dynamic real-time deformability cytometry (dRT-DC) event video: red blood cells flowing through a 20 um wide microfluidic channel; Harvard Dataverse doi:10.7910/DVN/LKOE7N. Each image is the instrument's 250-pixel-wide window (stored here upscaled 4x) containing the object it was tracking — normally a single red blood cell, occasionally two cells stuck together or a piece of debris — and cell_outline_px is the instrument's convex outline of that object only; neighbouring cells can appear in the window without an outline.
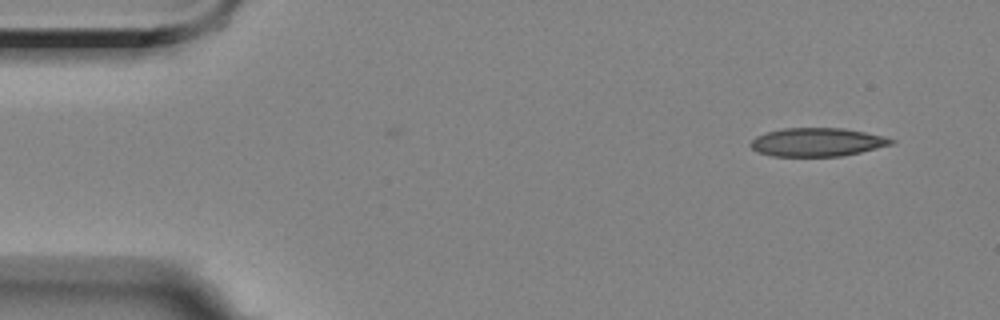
{"species": "Egyptian fruit bat (a non-hibernating species)", "species_latin": "Rousettus aegyptiacus", "temperature_condition": "room temperature", "stored_images_in_passage": 5, "camera_frame_rate_fps": 3000, "um_per_image_px": 0.085, "animal": {"sex": "female"}, "frame": {"image": 1, "passage_image": 1, "time_ms": 0.0, "image_size_px": [1000, 320], "cell_outline_px": [[896, 144], [860, 152], [840, 156], [772, 156], [756, 152], [748, 144], [756, 136], [768, 132], [784, 128], [840, 128], [864, 132], [884, 136], [896, 140]], "centroid_in_image_um": [69.47, 12.09], "position_along_channel_um": 15.5, "area_um2": 23.35}}
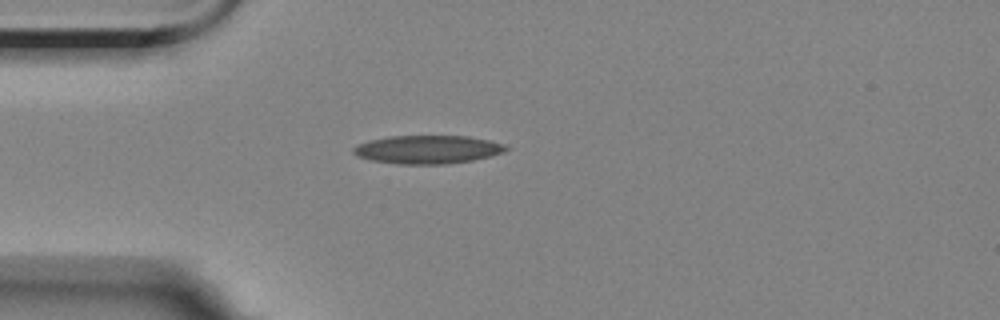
{"frame": {"image": 2, "passage_image": 4, "time_ms": 3.333, "image_size_px": [1000, 320], "cell_outline_px": [[508, 148], [504, 152], [492, 156], [472, 160], [444, 164], [400, 164], [372, 160], [360, 156], [352, 152], [352, 148], [360, 144], [372, 140], [392, 136], [468, 136], [488, 140], [504, 144]], "centroid_in_image_um": [36.4, 12.71], "position_along_channel_um": 48.6, "area_um2": 24.85}}